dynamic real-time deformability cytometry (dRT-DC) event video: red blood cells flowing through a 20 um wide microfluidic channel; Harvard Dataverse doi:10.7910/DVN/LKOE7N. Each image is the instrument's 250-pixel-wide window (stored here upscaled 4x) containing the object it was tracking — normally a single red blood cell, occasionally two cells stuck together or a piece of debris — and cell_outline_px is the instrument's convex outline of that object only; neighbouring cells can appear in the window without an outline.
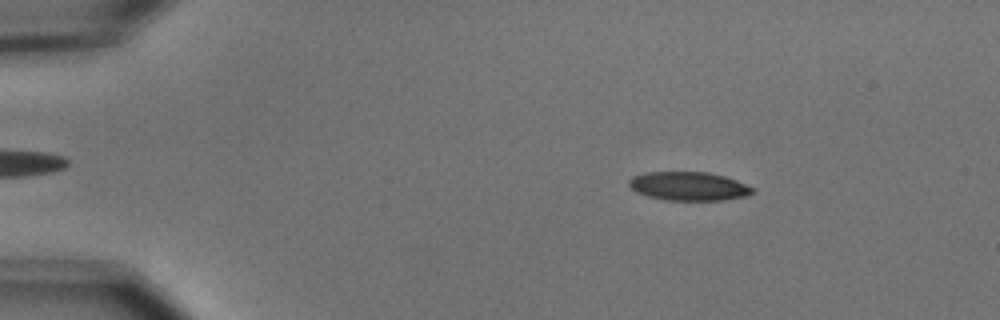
{"species": "common noctule bat (a hibernating species)", "species_latin": "Nyctalus noctula", "temperature_condition": "cold", "stored_images_in_passage": 10, "camera_frame_rate_fps": 3000, "um_per_image_px": 0.085, "animal": {"sex": "male", "body_mass_g": 15.6}, "frame": {"image": 1, "passage_image": 6, "time_ms": 1.667, "image_size_px": [1000, 320], "cell_outline_px": [[756, 192], [744, 196], [724, 200], [664, 200], [648, 196], [636, 192], [628, 184], [628, 180], [632, 176], [648, 172], [708, 172], [724, 176], [736, 180], [756, 188]], "centroid_in_image_um": [58.55, 15.82], "position_along_channel_um": 26.4, "area_um2": 20.75}}